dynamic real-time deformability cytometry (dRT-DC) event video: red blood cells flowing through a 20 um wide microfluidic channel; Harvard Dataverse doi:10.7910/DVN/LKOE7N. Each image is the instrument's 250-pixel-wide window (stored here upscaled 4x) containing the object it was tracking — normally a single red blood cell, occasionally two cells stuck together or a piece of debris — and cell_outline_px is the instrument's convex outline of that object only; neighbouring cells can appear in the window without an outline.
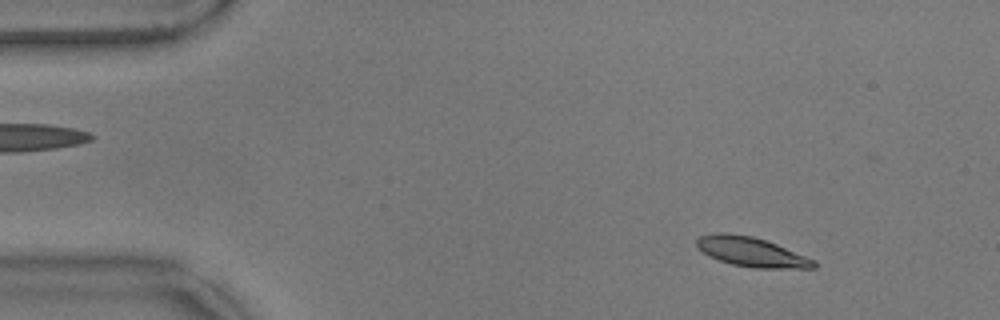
{"species": "common noctule bat (a hibernating species)", "species_latin": "Nyctalus noctula", "temperature_condition": "warm", "stored_images_in_passage": 56, "camera_frame_rate_fps": 3000, "um_per_image_px": 0.085, "animal": {"sex": "male", "body_mass_g": 17.9}, "frame": {"image": 1, "passage_image": 6, "time_ms": 1.667, "image_size_px": [1000, 320], "cell_outline_px": [[816, 268], [752, 268], [732, 264], [708, 256], [696, 244], [696, 240], [700, 236], [716, 232], [728, 232], [752, 236], [776, 244], [816, 260]], "centroid_in_image_um": [63.87, 21.41], "position_along_channel_um": 21.1, "area_um2": 20.06}}
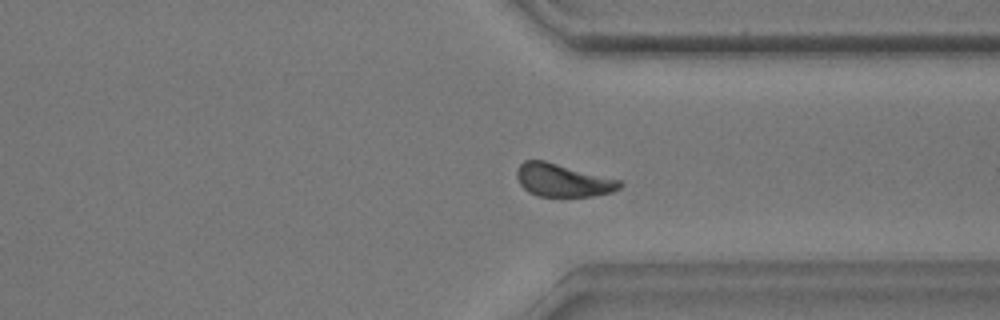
{"frame": {"image": 2, "passage_image": 42, "time_ms": 13.667, "image_size_px": [1000, 320], "cell_outline_px": [[624, 184], [620, 188], [612, 192], [592, 196], [536, 196], [528, 192], [520, 184], [516, 176], [516, 168], [524, 160], [544, 160], [620, 180]], "centroid_in_image_um": [47.81, 15.32], "position_along_channel_um": 363.6, "area_um2": 19.77}}
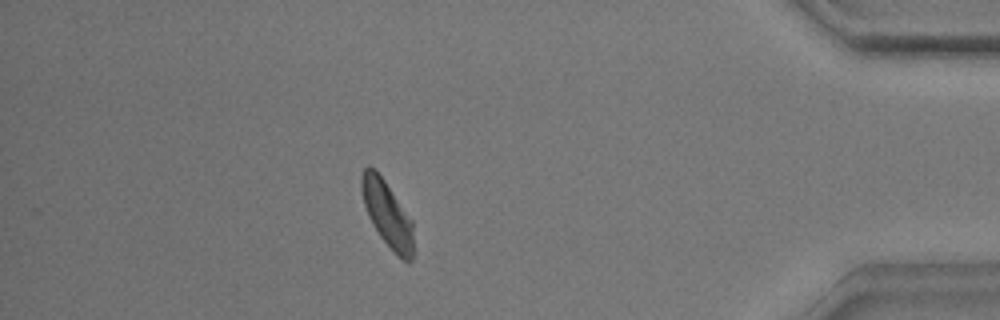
{"frame": {"image": 3, "passage_image": 49, "time_ms": 16.0, "image_size_px": [1000, 320], "cell_outline_px": [[412, 260], [404, 260], [380, 236], [372, 224], [368, 216], [364, 204], [360, 188], [360, 176], [364, 168], [368, 164], [384, 180], [412, 220]], "centroid_in_image_um": [32.87, 18.12], "position_along_channel_um": 402.3, "area_um2": 19.31}, "authors_computed_cell_mechanics": {"area_um2": 20.1144, "velocity_mm_per_s": 3.5327, "shape_relaxation_time_tau1_ms": 2.8914, "shape_relaxation_time_tau2_ms": 2.71, "deformation_change_tau1": 0.1369, "deformation_change_tau2": 0.0943}}